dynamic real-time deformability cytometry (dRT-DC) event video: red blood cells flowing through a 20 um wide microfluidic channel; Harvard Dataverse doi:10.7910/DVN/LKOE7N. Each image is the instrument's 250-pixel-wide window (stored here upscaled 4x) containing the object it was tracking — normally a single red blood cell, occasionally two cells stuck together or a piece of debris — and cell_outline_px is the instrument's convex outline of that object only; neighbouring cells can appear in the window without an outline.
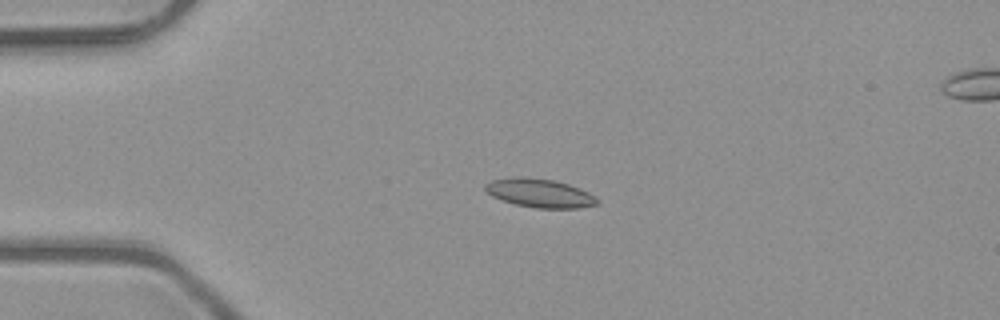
{"species": "common noctule bat (a hibernating species)", "species_latin": "Nyctalus noctula", "temperature_condition": "room temperature", "stored_images_in_passage": 5, "camera_frame_rate_fps": 3000, "um_per_image_px": 0.085, "animal": {"sex": "male", "body_mass_g": 23.1, "forearm_length_mm": 52.7}, "frame": {"image": 1, "passage_image": 4, "time_ms": 1.0, "image_size_px": [1000, 320], "cell_outline_px": [[600, 200], [596, 204], [580, 208], [536, 208], [516, 204], [492, 196], [484, 188], [484, 184], [492, 180], [512, 176], [524, 176], [552, 180], [568, 184], [580, 188], [596, 196]], "centroid_in_image_um": [45.88, 16.4], "position_along_channel_um": 39.1, "area_um2": 18.73}}